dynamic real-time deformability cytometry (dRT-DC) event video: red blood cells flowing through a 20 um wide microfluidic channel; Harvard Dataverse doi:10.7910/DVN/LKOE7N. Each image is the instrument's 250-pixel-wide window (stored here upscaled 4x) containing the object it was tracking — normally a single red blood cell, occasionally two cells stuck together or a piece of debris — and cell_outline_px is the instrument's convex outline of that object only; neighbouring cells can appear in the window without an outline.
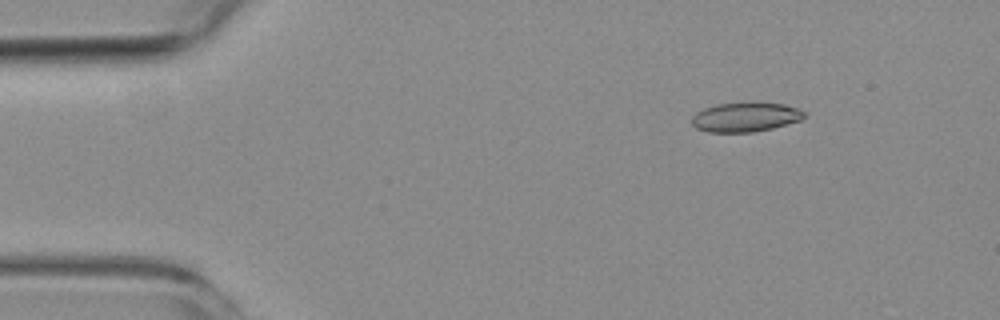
{"species": "common noctule bat (a hibernating species)", "species_latin": "Nyctalus noctula", "temperature_condition": "room temperature", "stored_images_in_passage": 5, "camera_frame_rate_fps": 3000, "um_per_image_px": 0.085, "animal": {"sex": "female", "body_mass_g": 19.3, "forearm_length_mm": 54.1}, "frame": {"image": 1, "passage_image": 2, "time_ms": 1.0, "image_size_px": [1000, 320], "cell_outline_px": [[804, 116], [800, 120], [772, 128], [752, 132], [708, 132], [696, 128], [692, 124], [692, 116], [696, 112], [704, 108], [716, 104], [784, 104], [796, 108], [804, 112]], "centroid_in_image_um": [63.3, 9.98], "position_along_channel_um": 21.7, "area_um2": 18.67}}
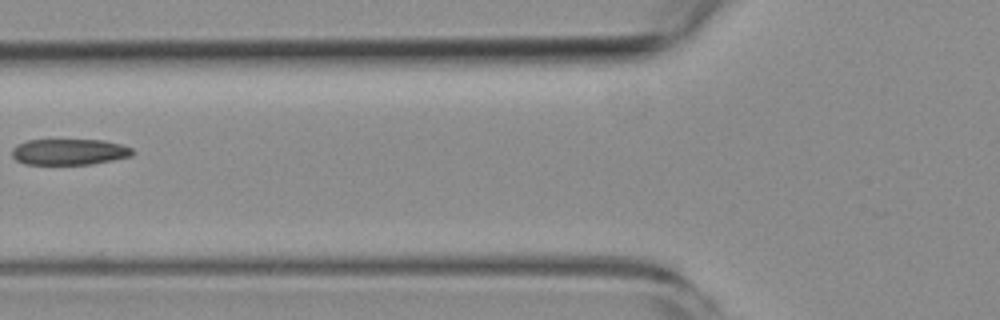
{"frame": {"image": 2, "passage_image": 5, "time_ms": 5.667, "image_size_px": [1000, 320], "cell_outline_px": [[132, 156], [92, 164], [24, 164], [16, 160], [12, 156], [12, 148], [28, 140], [104, 140], [120, 144], [132, 148]], "centroid_in_image_um": [5.88, 12.91], "position_along_channel_um": 119.9, "area_um2": 18.15}}